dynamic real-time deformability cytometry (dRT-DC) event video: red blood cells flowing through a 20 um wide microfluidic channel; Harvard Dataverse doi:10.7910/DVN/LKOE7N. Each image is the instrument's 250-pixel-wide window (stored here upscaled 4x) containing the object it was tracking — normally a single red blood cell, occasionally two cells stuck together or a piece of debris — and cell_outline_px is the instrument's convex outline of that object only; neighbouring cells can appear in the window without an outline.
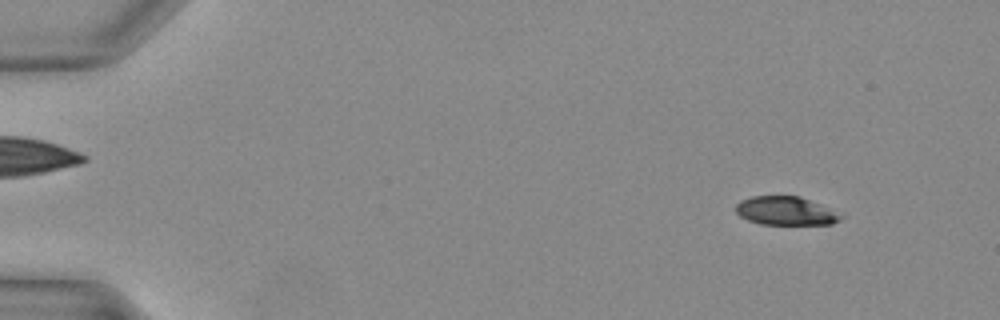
{"species": "Egyptian fruit bat (a non-hibernating species)", "species_latin": "Rousettus aegyptiacus", "temperature_condition": "warm", "stored_images_in_passage": 9, "camera_frame_rate_fps": 3000, "um_per_image_px": 0.085, "animal": {"sex": "female"}, "frame": {"image": 1, "passage_image": 1, "time_ms": 0.0, "image_size_px": [1000, 320], "cell_outline_px": [[844, 216], [840, 220], [832, 224], [760, 224], [748, 220], [740, 216], [736, 212], [736, 204], [740, 200], [752, 196], [800, 196], [820, 204]], "centroid_in_image_um": [66.76, 17.92], "position_along_channel_um": 18.2, "area_um2": 17.4}}